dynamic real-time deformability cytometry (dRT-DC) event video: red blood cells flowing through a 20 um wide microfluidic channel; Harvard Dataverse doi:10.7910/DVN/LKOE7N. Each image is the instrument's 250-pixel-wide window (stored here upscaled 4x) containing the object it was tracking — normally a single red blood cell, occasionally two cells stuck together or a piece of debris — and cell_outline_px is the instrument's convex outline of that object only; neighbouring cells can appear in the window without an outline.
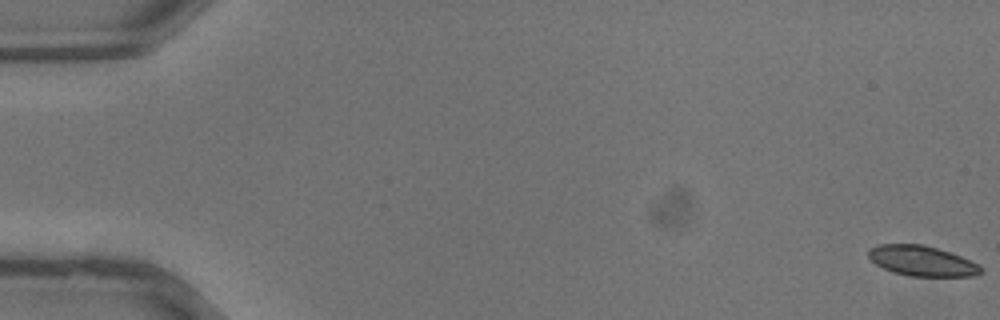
{"species": "common noctule bat (a hibernating species)", "species_latin": "Nyctalus noctula", "temperature_condition": "warm", "stored_images_in_passage": 38, "camera_frame_rate_fps": 3000, "um_per_image_px": 0.085, "animal": {"sex": "male", "body_mass_g": 13.3}, "frame": {"image": 1, "passage_image": 1, "time_ms": 0.0, "image_size_px": [1000, 320], "cell_outline_px": [[984, 272], [976, 276], [908, 276], [892, 272], [876, 264], [868, 256], [868, 248], [880, 244], [924, 244], [960, 256], [980, 264], [984, 268]], "centroid_in_image_um": [78.4, 22.18], "position_along_channel_um": 6.6, "area_um2": 19.94}}
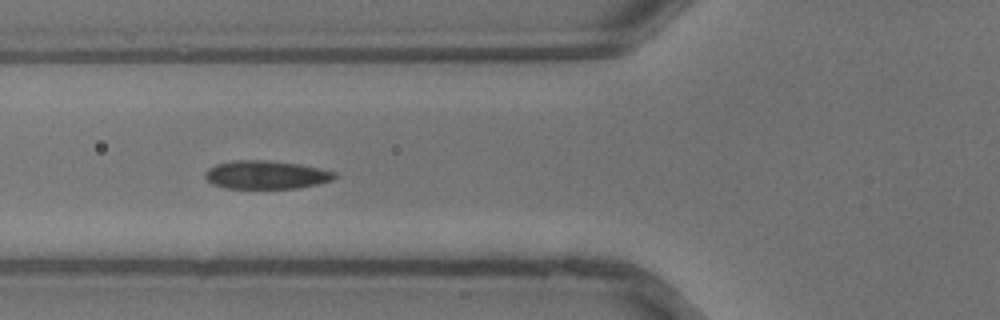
{"frame": {"image": 2, "passage_image": 15, "time_ms": 4.667, "image_size_px": [1000, 320], "cell_outline_px": [[336, 176], [332, 180], [316, 184], [296, 188], [228, 188], [212, 184], [204, 176], [204, 172], [208, 168], [216, 164], [232, 160], [268, 160], [300, 164], [320, 168], [336, 172]], "centroid_in_image_um": [22.6, 14.84], "position_along_channel_um": 103.2, "area_um2": 21.39}}
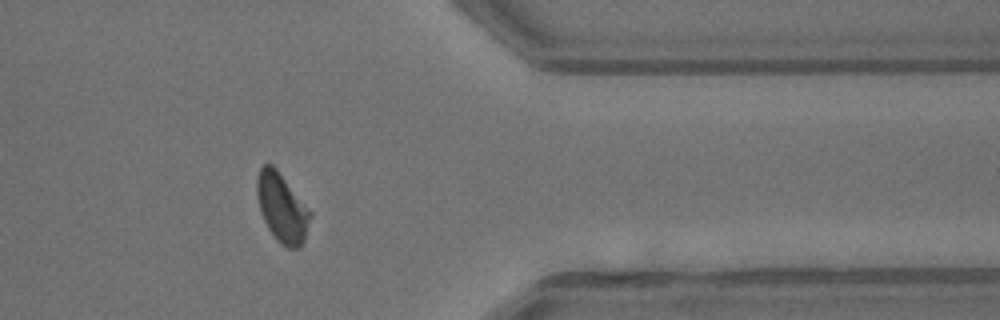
{"frame": {"image": 3, "passage_image": 31, "time_ms": 10.0, "image_size_px": [1000, 320], "cell_outline_px": [[312, 216], [304, 240], [300, 248], [288, 248], [280, 244], [268, 228], [264, 220], [260, 208], [256, 192], [256, 176], [260, 168], [264, 164], [272, 164], [276, 168], [312, 212]], "centroid_in_image_um": [23.97, 17.66], "position_along_channel_um": 387.4, "area_um2": 21.39}}